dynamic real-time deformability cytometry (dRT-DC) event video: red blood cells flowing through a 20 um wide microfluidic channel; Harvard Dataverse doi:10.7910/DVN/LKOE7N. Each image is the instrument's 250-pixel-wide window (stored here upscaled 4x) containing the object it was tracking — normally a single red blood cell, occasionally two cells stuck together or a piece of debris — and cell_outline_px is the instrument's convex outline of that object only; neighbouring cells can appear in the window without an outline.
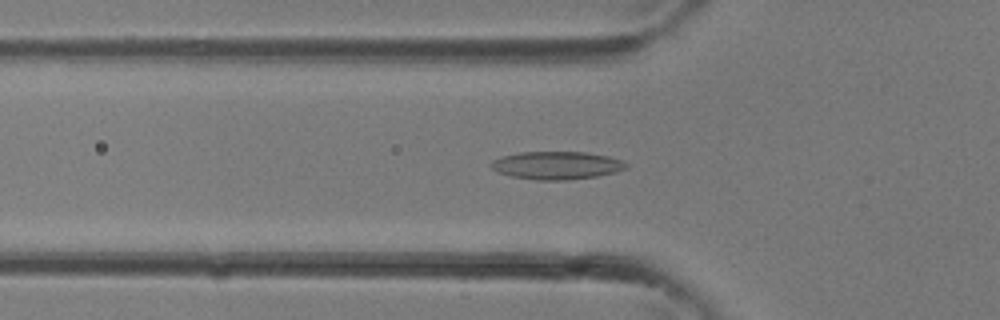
{"species": "common noctule bat (a hibernating species)", "species_latin": "Nyctalus noctula", "temperature_condition": "room temperature", "stored_images_in_passage": 35, "camera_frame_rate_fps": 3000, "um_per_image_px": 0.085, "animal": {"sex": "female"}, "frame": {"image": 1, "passage_image": 12, "time_ms": 3.667, "image_size_px": [1000, 320], "cell_outline_px": [[628, 168], [616, 172], [596, 176], [564, 180], [536, 180], [512, 176], [500, 172], [492, 168], [488, 164], [492, 160], [500, 156], [520, 152], [588, 152], [608, 156], [624, 160], [628, 164]], "centroid_in_image_um": [47.34, 14.04], "position_along_channel_um": 78.5, "area_um2": 22.08}}
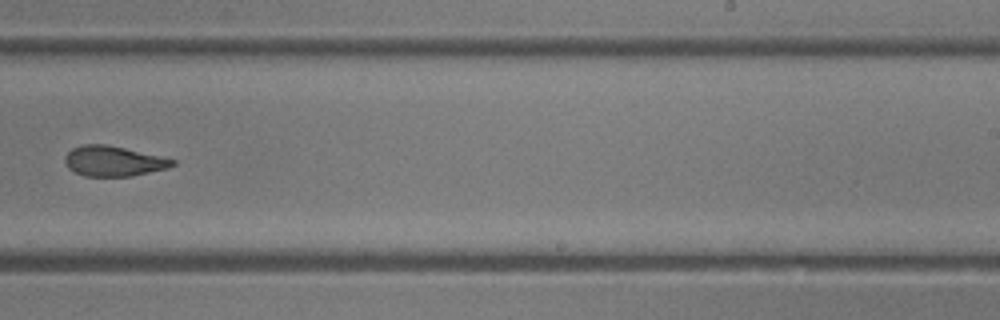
{"frame": {"image": 2, "passage_image": 22, "time_ms": 7.0, "image_size_px": [1000, 320], "cell_outline_px": [[176, 164], [168, 168], [132, 176], [84, 176], [68, 168], [64, 160], [64, 156], [72, 148], [84, 144], [108, 144], [160, 156], [176, 160]], "centroid_in_image_um": [9.64, 13.69], "position_along_channel_um": 279.4, "area_um2": 18.96}}
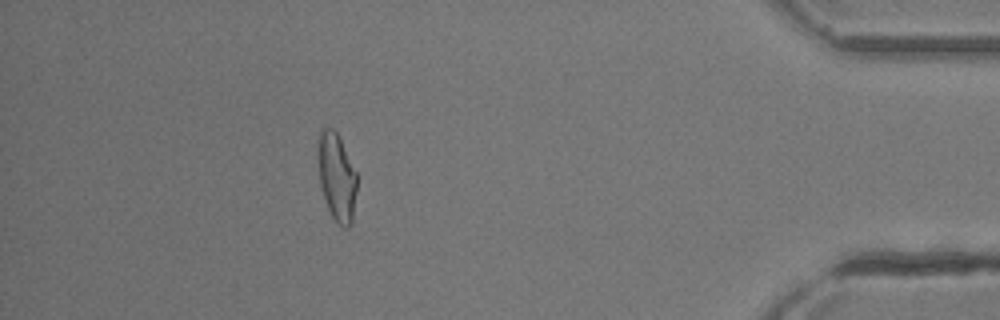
{"frame": {"image": 3, "passage_image": 31, "time_ms": 10.0, "image_size_px": [1000, 320], "cell_outline_px": [[356, 192], [352, 224], [348, 228], [344, 228], [332, 216], [328, 208], [320, 184], [316, 152], [320, 128], [332, 128], [336, 132], [356, 172]], "centroid_in_image_um": [28.6, 15.03], "position_along_channel_um": 406.6, "area_um2": 19.83}}